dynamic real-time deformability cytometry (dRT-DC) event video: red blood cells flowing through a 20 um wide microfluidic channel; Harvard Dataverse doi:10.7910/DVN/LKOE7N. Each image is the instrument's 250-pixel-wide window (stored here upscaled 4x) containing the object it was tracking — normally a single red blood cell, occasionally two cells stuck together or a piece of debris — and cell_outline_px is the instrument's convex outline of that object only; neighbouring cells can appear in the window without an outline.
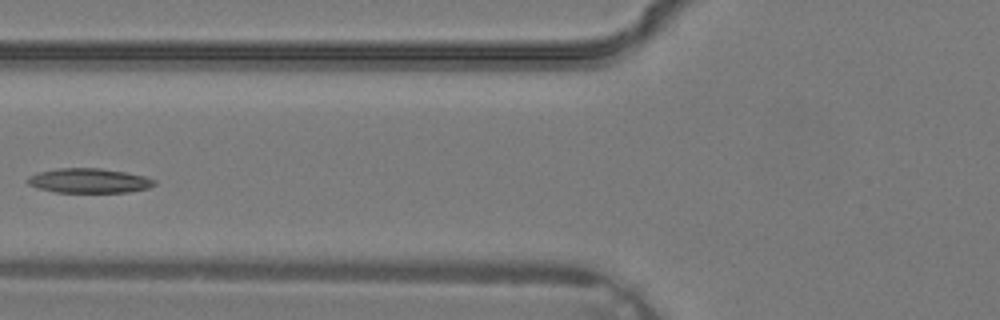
{"species": "common noctule bat (a hibernating species)", "species_latin": "Nyctalus noctula", "temperature_condition": "warm", "stored_images_in_passage": 5, "camera_frame_rate_fps": 3000, "um_per_image_px": 0.085, "animal": {"sex": "male", "body_mass_g": 19.2, "forearm_length_mm": 51.8}, "frame": {"image": 1, "passage_image": 5, "time_ms": 1.333, "image_size_px": [1000, 320], "cell_outline_px": [[156, 184], [148, 188], [128, 192], [56, 192], [36, 188], [28, 184], [24, 180], [28, 176], [40, 172], [60, 168], [100, 168], [124, 172], [144, 176], [156, 180]], "centroid_in_image_um": [7.54, 15.36], "position_along_channel_um": 118.3, "area_um2": 18.15}}